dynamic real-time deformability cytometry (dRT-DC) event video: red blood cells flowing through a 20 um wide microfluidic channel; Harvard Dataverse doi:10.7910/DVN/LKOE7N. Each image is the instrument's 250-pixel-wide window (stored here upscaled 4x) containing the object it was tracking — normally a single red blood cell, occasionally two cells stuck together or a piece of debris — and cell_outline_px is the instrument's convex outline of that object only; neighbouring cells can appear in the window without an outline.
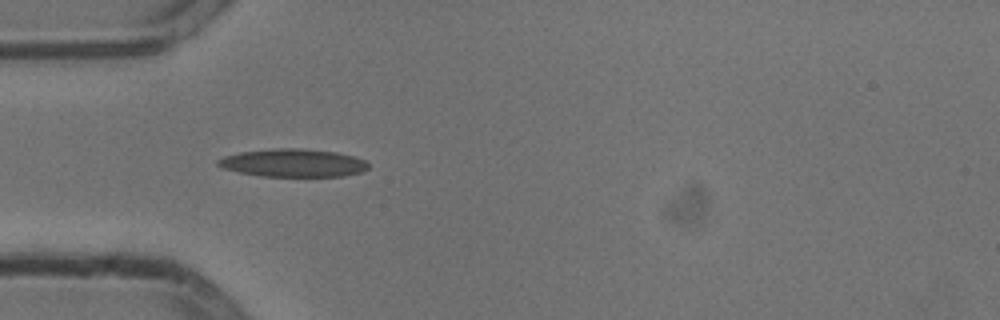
{"species": "common noctule bat (a hibernating species)", "species_latin": "Nyctalus noctula", "temperature_condition": "cold", "stored_images_in_passage": 24, "camera_frame_rate_fps": 3000, "um_per_image_px": 0.085, "animal": {"sex": "male", "body_mass_g": 13.3}, "frame": {"image": 1, "passage_image": 4, "time_ms": 1.0, "image_size_px": [1000, 320], "cell_outline_px": [[368, 168], [360, 172], [344, 176], [264, 176], [240, 172], [224, 168], [216, 164], [216, 160], [224, 156], [240, 152], [276, 148], [304, 148], [336, 152], [352, 156], [364, 160], [368, 164]], "centroid_in_image_um": [24.91, 13.84], "position_along_channel_um": 60.1, "area_um2": 24.33}}